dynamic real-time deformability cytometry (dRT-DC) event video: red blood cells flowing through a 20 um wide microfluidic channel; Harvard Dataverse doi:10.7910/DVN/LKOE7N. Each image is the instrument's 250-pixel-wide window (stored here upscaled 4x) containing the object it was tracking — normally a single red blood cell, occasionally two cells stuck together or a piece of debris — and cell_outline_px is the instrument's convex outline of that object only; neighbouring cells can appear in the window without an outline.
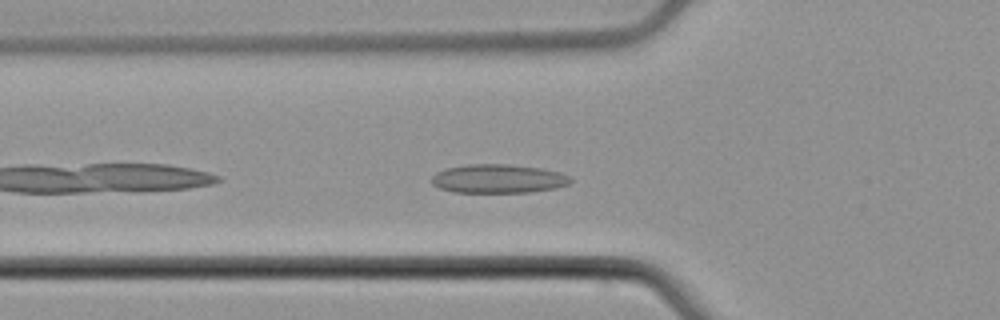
{"species": "common noctule bat (a hibernating species)", "species_latin": "Nyctalus noctula", "temperature_condition": "cold", "stored_images_in_passage": 40, "camera_frame_rate_fps": 3000, "um_per_image_px": 0.085, "animal": {"sex": "male", "body_mass_g": 21.5, "forearm_length_mm": 52.0}, "frame": {"image": 1, "passage_image": 4, "time_ms": 1.0, "image_size_px": [1000, 320], "cell_outline_px": [[572, 180], [568, 184], [556, 188], [528, 192], [452, 192], [440, 188], [432, 184], [432, 176], [436, 172], [444, 168], [468, 164], [508, 164], [540, 168], [560, 172], [568, 176]], "centroid_in_image_um": [42.32, 15.18], "position_along_channel_um": 83.5, "area_um2": 23.29}}
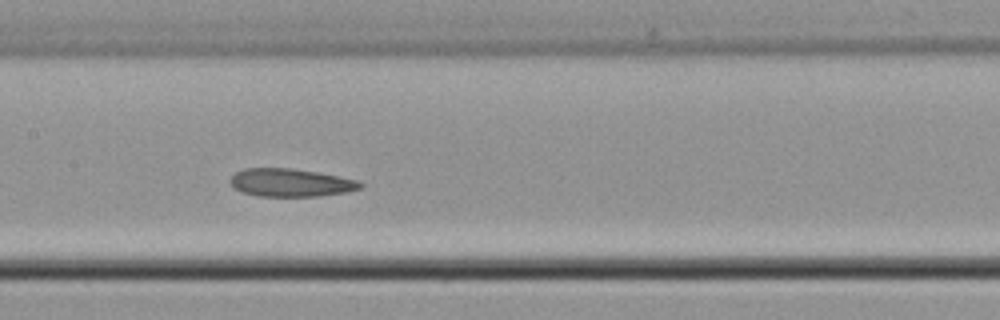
{"frame": {"image": 2, "passage_image": 12, "time_ms": 3.667, "image_size_px": [1000, 320], "cell_outline_px": [[364, 184], [360, 188], [348, 192], [320, 196], [260, 196], [244, 192], [232, 188], [228, 180], [236, 172], [244, 168], [292, 168], [340, 176], [360, 180]], "centroid_in_image_um": [24.72, 15.52], "position_along_channel_um": 182.7, "area_um2": 21.39}}
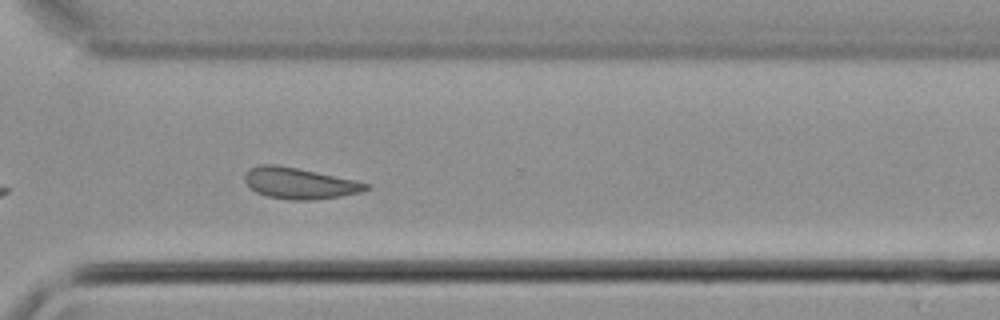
{"frame": {"image": 3, "passage_image": 25, "time_ms": 8.0, "image_size_px": [1000, 320], "cell_outline_px": [[372, 188], [360, 192], [340, 196], [312, 200], [288, 200], [268, 196], [256, 192], [248, 188], [244, 180], [244, 176], [248, 168], [260, 164], [276, 164], [356, 180], [368, 184]], "centroid_in_image_um": [25.41, 15.58], "position_along_channel_um": 345.2, "area_um2": 22.08}}